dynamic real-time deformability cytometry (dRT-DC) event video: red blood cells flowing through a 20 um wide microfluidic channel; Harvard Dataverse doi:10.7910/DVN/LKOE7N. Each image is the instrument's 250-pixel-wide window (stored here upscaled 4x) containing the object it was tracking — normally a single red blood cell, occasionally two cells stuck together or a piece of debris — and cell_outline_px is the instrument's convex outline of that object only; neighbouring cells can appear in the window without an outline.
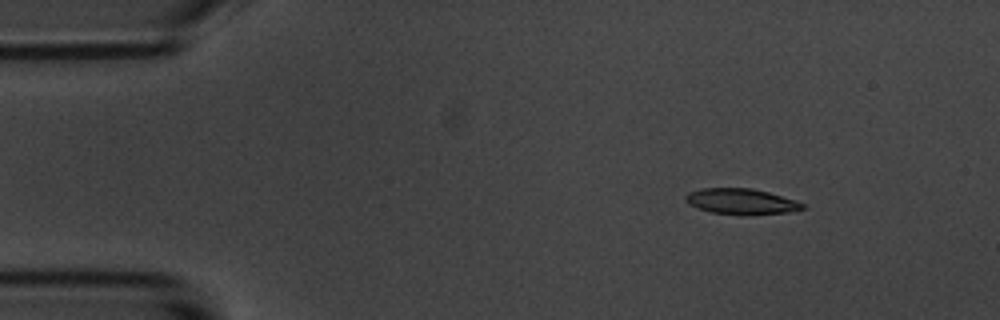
{"species": "common noctule bat (a hibernating species)", "species_latin": "Nyctalus noctula", "temperature_condition": "room temperature", "stored_images_in_passage": 50, "camera_frame_rate_fps": 3000, "um_per_image_px": 0.085, "animal": {"sex": "male", "body_mass_g": 20.1, "forearm_length_mm": 53.5}, "frame": {"image": 1, "passage_image": 1, "time_ms": 0.0, "image_size_px": [1000, 320], "cell_outline_px": [[804, 208], [792, 212], [712, 212], [696, 208], [688, 204], [684, 200], [684, 196], [688, 192], [700, 188], [752, 188], [768, 192], [796, 200], [804, 204]], "centroid_in_image_um": [62.93, 17.07], "position_along_channel_um": 22.1, "area_um2": 16.76}}
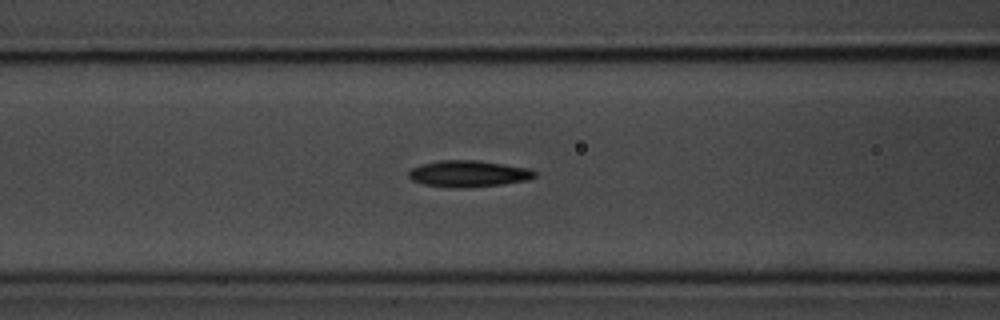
{"frame": {"image": 2, "passage_image": 16, "time_ms": 5.0, "image_size_px": [1000, 320], "cell_outline_px": [[536, 176], [528, 180], [504, 184], [464, 188], [452, 188], [424, 184], [412, 180], [408, 176], [408, 172], [412, 168], [420, 164], [440, 160], [480, 160], [528, 168], [536, 172]], "centroid_in_image_um": [39.81, 14.76], "position_along_channel_um": 126.8, "area_um2": 19.59}}
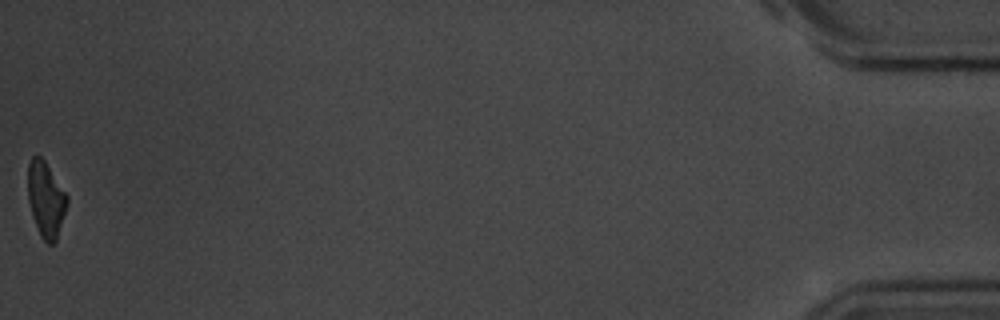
{"frame": {"image": 3, "passage_image": 50, "time_ms": 16.333, "image_size_px": [1000, 320], "cell_outline_px": [[68, 204], [56, 240], [52, 244], [48, 244], [40, 236], [32, 216], [28, 200], [28, 164], [32, 156], [40, 156], [44, 160], [68, 196]], "centroid_in_image_um": [3.89, 16.96], "position_along_channel_um": 431.3, "area_um2": 17.17}, "authors_computed_cell_mechanics": {"area_um2": 18.5538, "velocity_mm_per_s": 3.5636, "shape_relaxation_time_tau1_ms": 3.0678, "shape_relaxation_time_tau2_ms": 4.6878, "deformation_change_tau1": 0.1283, "deformation_change_tau2": 0.1287}}